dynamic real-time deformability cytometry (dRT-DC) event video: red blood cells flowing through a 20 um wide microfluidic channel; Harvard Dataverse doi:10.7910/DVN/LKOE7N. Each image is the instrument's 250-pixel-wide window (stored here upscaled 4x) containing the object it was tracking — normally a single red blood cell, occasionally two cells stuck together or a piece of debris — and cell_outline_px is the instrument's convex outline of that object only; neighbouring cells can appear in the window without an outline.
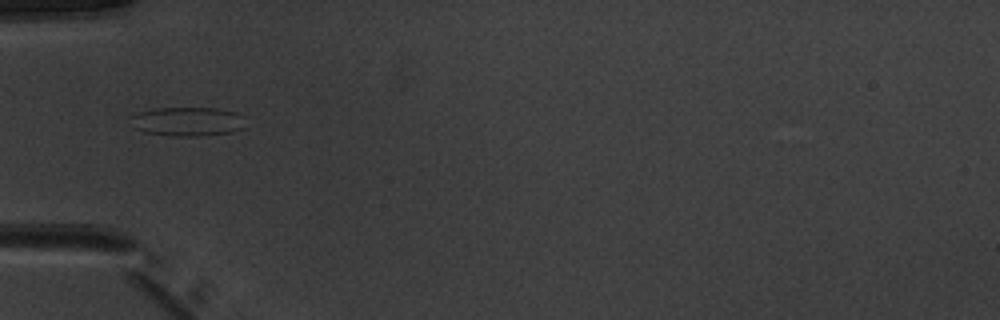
{"species": "common noctule bat (a hibernating species)", "species_latin": "Nyctalus noctula", "temperature_condition": "warm", "stored_images_in_passage": 35, "camera_frame_rate_fps": 3000, "um_per_image_px": 0.085, "animal": {"sex": "male", "body_mass_g": 20.1, "forearm_length_mm": 53.5}, "frame": {"image": 1, "passage_image": 1, "time_ms": 0.0, "image_size_px": [1000, 320], "cell_outline_px": [[244, 128], [232, 132], [200, 136], [172, 136], [144, 132], [132, 128], [128, 116], [140, 112], [156, 108], [220, 108], [236, 112], [244, 116]], "centroid_in_image_um": [15.92, 10.33], "position_along_channel_um": 69.1, "area_um2": 19.83}}
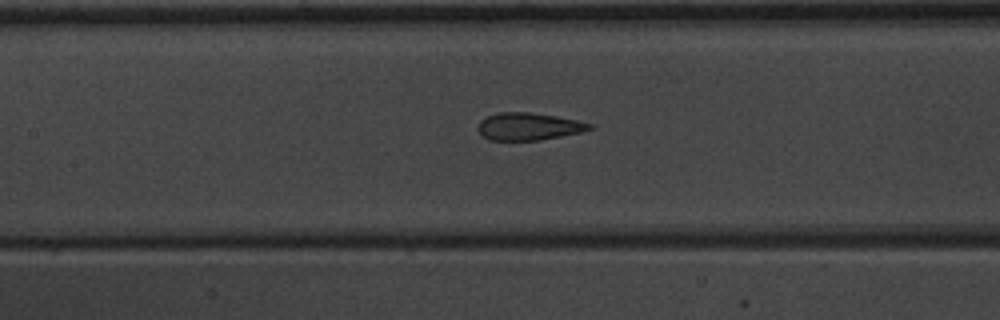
{"frame": {"image": 2, "passage_image": 8, "time_ms": 2.333, "image_size_px": [1000, 320], "cell_outline_px": [[592, 128], [580, 132], [540, 140], [488, 140], [476, 128], [480, 120], [496, 112], [528, 112], [556, 116], [576, 120], [592, 124]], "centroid_in_image_um": [44.88, 10.74], "position_along_channel_um": 162.5, "area_um2": 17.69}}
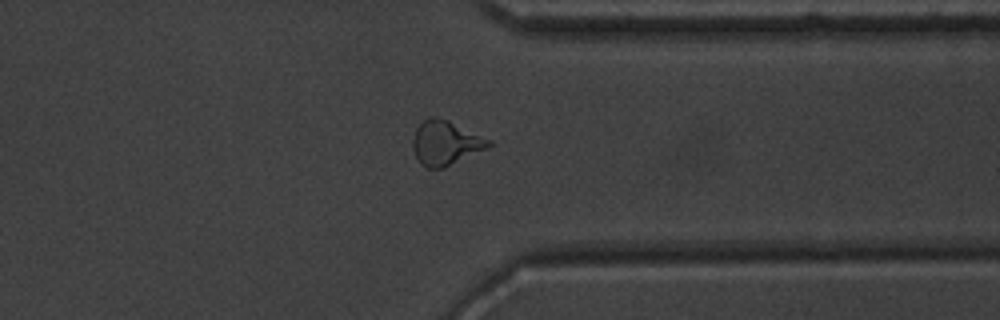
{"frame": {"image": 3, "passage_image": 24, "time_ms": 7.667, "image_size_px": [1000, 320], "cell_outline_px": [[492, 144], [488, 148], [444, 168], [428, 168], [420, 164], [412, 148], [412, 140], [416, 128], [428, 116], [432, 116], [448, 120], [492, 140]], "centroid_in_image_um": [37.87, 12.15], "position_along_channel_um": 373.5, "area_um2": 19.71}, "authors_computed_cell_mechanics": {"area_um2": 18.6116, "velocity_mm_per_s": 3.9946, "shape_relaxation_time_tau1_ms": 9.6157, "shape_relaxation_time_tau2_ms": 1.1532, "deformation_change_tau1": 0.2443, "deformation_change_tau2": 0.089}}